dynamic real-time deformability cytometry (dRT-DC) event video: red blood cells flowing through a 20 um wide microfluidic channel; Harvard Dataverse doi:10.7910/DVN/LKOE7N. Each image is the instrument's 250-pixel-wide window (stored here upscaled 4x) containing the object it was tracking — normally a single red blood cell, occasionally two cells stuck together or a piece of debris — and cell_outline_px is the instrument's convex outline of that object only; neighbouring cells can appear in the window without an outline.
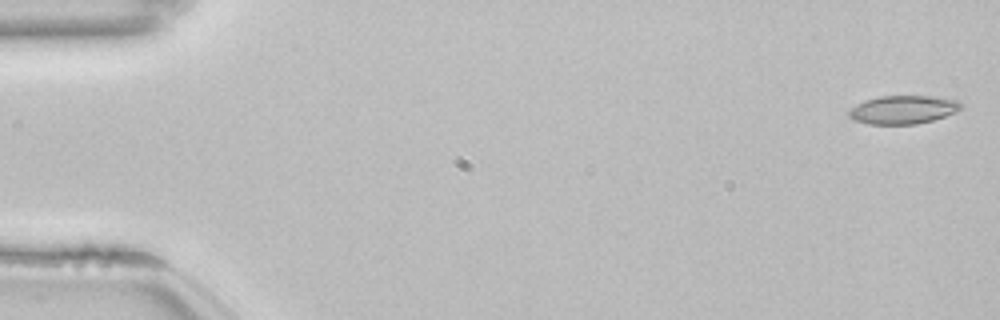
{"species": "common noctule bat (a hibernating species)", "species_latin": "Nyctalus noctula", "temperature_condition": "room temperature", "stored_images_in_passage": 30, "camera_frame_rate_fps": 3000, "um_per_image_px": 0.085, "animal": {"sex": "female", "body_mass_g": 22.7, "forearm_length_mm": 54.2}, "frame": {"image": 1, "passage_image": 2, "time_ms": 0.333, "image_size_px": [1000, 320], "cell_outline_px": [[960, 108], [956, 112], [932, 120], [916, 124], [868, 124], [852, 120], [848, 116], [848, 112], [856, 104], [864, 100], [880, 96], [932, 96], [956, 100], [960, 104]], "centroid_in_image_um": [76.7, 9.32], "position_along_channel_um": 8.3, "area_um2": 18.44}}
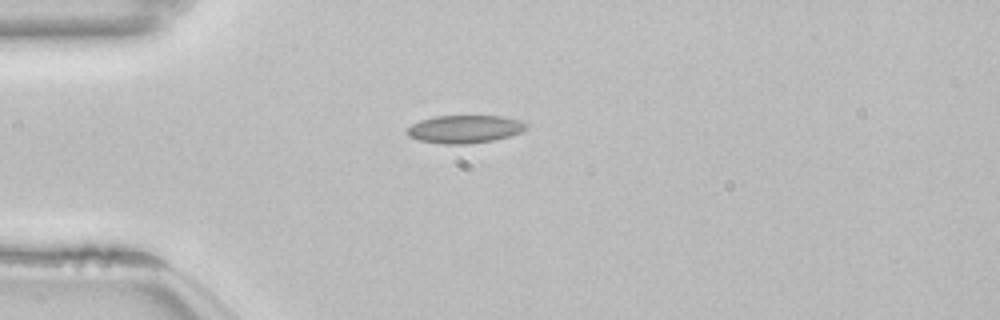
{"frame": {"image": 2, "passage_image": 15, "time_ms": 4.667, "image_size_px": [1000, 320], "cell_outline_px": [[528, 124], [520, 132], [508, 136], [492, 140], [468, 144], [444, 144], [420, 140], [408, 136], [404, 132], [412, 124], [420, 120], [436, 116], [500, 116], [524, 120]], "centroid_in_image_um": [39.48, 10.96], "position_along_channel_um": 45.5, "area_um2": 19.31}}
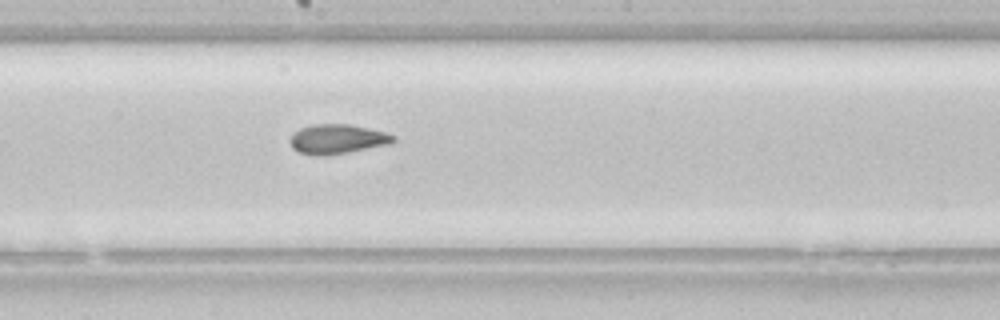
{"frame": {"image": 3, "passage_image": 30, "time_ms": 9.667, "image_size_px": [1000, 320], "cell_outline_px": [[396, 140], [392, 144], [348, 152], [324, 156], [316, 156], [300, 152], [292, 148], [288, 140], [300, 128], [312, 124], [348, 124], [368, 128], [384, 132], [396, 136]], "centroid_in_image_um": [28.69, 11.83], "position_along_channel_um": 219.5, "area_um2": 17.86}}